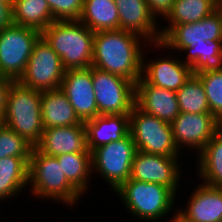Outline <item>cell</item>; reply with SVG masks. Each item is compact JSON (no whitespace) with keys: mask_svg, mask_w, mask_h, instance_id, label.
<instances>
[{"mask_svg":"<svg viewBox=\"0 0 222 222\" xmlns=\"http://www.w3.org/2000/svg\"><path fill=\"white\" fill-rule=\"evenodd\" d=\"M144 38L122 29L100 31L93 38L92 66L121 76L135 85L142 76ZM143 48V49H142Z\"/></svg>","mask_w":222,"mask_h":222,"instance_id":"1","label":"cell"},{"mask_svg":"<svg viewBox=\"0 0 222 222\" xmlns=\"http://www.w3.org/2000/svg\"><path fill=\"white\" fill-rule=\"evenodd\" d=\"M94 34L79 20H55L41 33L65 70L92 66Z\"/></svg>","mask_w":222,"mask_h":222,"instance_id":"2","label":"cell"},{"mask_svg":"<svg viewBox=\"0 0 222 222\" xmlns=\"http://www.w3.org/2000/svg\"><path fill=\"white\" fill-rule=\"evenodd\" d=\"M28 186L34 198H47L70 207L83 197L67 181L57 158L41 153L36 147L32 148L29 159Z\"/></svg>","mask_w":222,"mask_h":222,"instance_id":"3","label":"cell"},{"mask_svg":"<svg viewBox=\"0 0 222 222\" xmlns=\"http://www.w3.org/2000/svg\"><path fill=\"white\" fill-rule=\"evenodd\" d=\"M121 203L130 216L138 221L156 222L165 220L175 208L176 194L168 187L158 183H147L129 178L116 191ZM173 208V209H172ZM165 217V218H164Z\"/></svg>","mask_w":222,"mask_h":222,"instance_id":"4","label":"cell"},{"mask_svg":"<svg viewBox=\"0 0 222 222\" xmlns=\"http://www.w3.org/2000/svg\"><path fill=\"white\" fill-rule=\"evenodd\" d=\"M3 124L35 147L40 142L44 131L41 91L25 87L18 81H13L6 95Z\"/></svg>","mask_w":222,"mask_h":222,"instance_id":"5","label":"cell"},{"mask_svg":"<svg viewBox=\"0 0 222 222\" xmlns=\"http://www.w3.org/2000/svg\"><path fill=\"white\" fill-rule=\"evenodd\" d=\"M130 134L138 151L179 157L169 122L142 111L136 104L129 114Z\"/></svg>","mask_w":222,"mask_h":222,"instance_id":"6","label":"cell"},{"mask_svg":"<svg viewBox=\"0 0 222 222\" xmlns=\"http://www.w3.org/2000/svg\"><path fill=\"white\" fill-rule=\"evenodd\" d=\"M41 32L11 23L0 30V76L18 81Z\"/></svg>","mask_w":222,"mask_h":222,"instance_id":"7","label":"cell"},{"mask_svg":"<svg viewBox=\"0 0 222 222\" xmlns=\"http://www.w3.org/2000/svg\"><path fill=\"white\" fill-rule=\"evenodd\" d=\"M136 151L131 134L100 146L91 152L92 173H99L115 192L130 178Z\"/></svg>","mask_w":222,"mask_h":222,"instance_id":"8","label":"cell"},{"mask_svg":"<svg viewBox=\"0 0 222 222\" xmlns=\"http://www.w3.org/2000/svg\"><path fill=\"white\" fill-rule=\"evenodd\" d=\"M99 115H129L135 105L136 85L121 76L91 67Z\"/></svg>","mask_w":222,"mask_h":222,"instance_id":"9","label":"cell"},{"mask_svg":"<svg viewBox=\"0 0 222 222\" xmlns=\"http://www.w3.org/2000/svg\"><path fill=\"white\" fill-rule=\"evenodd\" d=\"M64 74L61 58L41 35L35 42L25 72L18 82L41 92L54 90L60 88Z\"/></svg>","mask_w":222,"mask_h":222,"instance_id":"10","label":"cell"},{"mask_svg":"<svg viewBox=\"0 0 222 222\" xmlns=\"http://www.w3.org/2000/svg\"><path fill=\"white\" fill-rule=\"evenodd\" d=\"M222 41V9L217 8L209 16L198 22L172 26L161 38L160 42L150 43L156 50L173 49L182 52L186 47Z\"/></svg>","mask_w":222,"mask_h":222,"instance_id":"11","label":"cell"},{"mask_svg":"<svg viewBox=\"0 0 222 222\" xmlns=\"http://www.w3.org/2000/svg\"><path fill=\"white\" fill-rule=\"evenodd\" d=\"M170 125L179 151L188 147L187 150L193 151L194 149L195 152L198 151L199 153L222 128V123L214 115L203 113L180 112Z\"/></svg>","mask_w":222,"mask_h":222,"instance_id":"12","label":"cell"},{"mask_svg":"<svg viewBox=\"0 0 222 222\" xmlns=\"http://www.w3.org/2000/svg\"><path fill=\"white\" fill-rule=\"evenodd\" d=\"M180 157H169L136 151L130 178L147 183H158L170 188L175 194L179 193L182 166Z\"/></svg>","mask_w":222,"mask_h":222,"instance_id":"13","label":"cell"},{"mask_svg":"<svg viewBox=\"0 0 222 222\" xmlns=\"http://www.w3.org/2000/svg\"><path fill=\"white\" fill-rule=\"evenodd\" d=\"M60 89L65 93L82 122L99 115L91 78V67L65 70Z\"/></svg>","mask_w":222,"mask_h":222,"instance_id":"14","label":"cell"},{"mask_svg":"<svg viewBox=\"0 0 222 222\" xmlns=\"http://www.w3.org/2000/svg\"><path fill=\"white\" fill-rule=\"evenodd\" d=\"M114 1L119 13V29L136 33L148 44L161 41L160 21L151 13L145 0Z\"/></svg>","mask_w":222,"mask_h":222,"instance_id":"15","label":"cell"},{"mask_svg":"<svg viewBox=\"0 0 222 222\" xmlns=\"http://www.w3.org/2000/svg\"><path fill=\"white\" fill-rule=\"evenodd\" d=\"M144 52L142 78L151 85L177 92L194 74L191 66L184 64L178 57H155L148 62Z\"/></svg>","mask_w":222,"mask_h":222,"instance_id":"16","label":"cell"},{"mask_svg":"<svg viewBox=\"0 0 222 222\" xmlns=\"http://www.w3.org/2000/svg\"><path fill=\"white\" fill-rule=\"evenodd\" d=\"M135 104L145 113L169 123L180 113L176 92L148 84L142 77L136 83Z\"/></svg>","mask_w":222,"mask_h":222,"instance_id":"17","label":"cell"},{"mask_svg":"<svg viewBox=\"0 0 222 222\" xmlns=\"http://www.w3.org/2000/svg\"><path fill=\"white\" fill-rule=\"evenodd\" d=\"M35 147L49 156L90 152L87 148L85 125L44 129L41 140Z\"/></svg>","mask_w":222,"mask_h":222,"instance_id":"18","label":"cell"},{"mask_svg":"<svg viewBox=\"0 0 222 222\" xmlns=\"http://www.w3.org/2000/svg\"><path fill=\"white\" fill-rule=\"evenodd\" d=\"M180 212L193 222H222V187L198 184Z\"/></svg>","mask_w":222,"mask_h":222,"instance_id":"19","label":"cell"},{"mask_svg":"<svg viewBox=\"0 0 222 222\" xmlns=\"http://www.w3.org/2000/svg\"><path fill=\"white\" fill-rule=\"evenodd\" d=\"M84 125L87 148L90 152L130 134L129 115H98L85 121Z\"/></svg>","mask_w":222,"mask_h":222,"instance_id":"20","label":"cell"},{"mask_svg":"<svg viewBox=\"0 0 222 222\" xmlns=\"http://www.w3.org/2000/svg\"><path fill=\"white\" fill-rule=\"evenodd\" d=\"M41 113L44 129L84 125L60 88L41 92Z\"/></svg>","mask_w":222,"mask_h":222,"instance_id":"21","label":"cell"},{"mask_svg":"<svg viewBox=\"0 0 222 222\" xmlns=\"http://www.w3.org/2000/svg\"><path fill=\"white\" fill-rule=\"evenodd\" d=\"M198 154L197 173L203 184L222 187V128Z\"/></svg>","mask_w":222,"mask_h":222,"instance_id":"22","label":"cell"},{"mask_svg":"<svg viewBox=\"0 0 222 222\" xmlns=\"http://www.w3.org/2000/svg\"><path fill=\"white\" fill-rule=\"evenodd\" d=\"M94 33L119 29V13L114 0H84L79 19Z\"/></svg>","mask_w":222,"mask_h":222,"instance_id":"23","label":"cell"},{"mask_svg":"<svg viewBox=\"0 0 222 222\" xmlns=\"http://www.w3.org/2000/svg\"><path fill=\"white\" fill-rule=\"evenodd\" d=\"M29 159L13 156L0 159V201L18 196L28 186Z\"/></svg>","mask_w":222,"mask_h":222,"instance_id":"24","label":"cell"},{"mask_svg":"<svg viewBox=\"0 0 222 222\" xmlns=\"http://www.w3.org/2000/svg\"><path fill=\"white\" fill-rule=\"evenodd\" d=\"M12 23L30 27L41 33L55 21L47 0H14Z\"/></svg>","mask_w":222,"mask_h":222,"instance_id":"25","label":"cell"},{"mask_svg":"<svg viewBox=\"0 0 222 222\" xmlns=\"http://www.w3.org/2000/svg\"><path fill=\"white\" fill-rule=\"evenodd\" d=\"M67 181L82 195L88 193L92 174L91 152H75L55 156Z\"/></svg>","mask_w":222,"mask_h":222,"instance_id":"26","label":"cell"},{"mask_svg":"<svg viewBox=\"0 0 222 222\" xmlns=\"http://www.w3.org/2000/svg\"><path fill=\"white\" fill-rule=\"evenodd\" d=\"M218 6L212 0H175L171 11L165 17L168 27L160 29L163 36L172 26L202 20L215 11Z\"/></svg>","mask_w":222,"mask_h":222,"instance_id":"27","label":"cell"},{"mask_svg":"<svg viewBox=\"0 0 222 222\" xmlns=\"http://www.w3.org/2000/svg\"><path fill=\"white\" fill-rule=\"evenodd\" d=\"M183 51L187 55L186 59L181 61L191 66L194 74L222 70V41H212L195 47L188 46Z\"/></svg>","mask_w":222,"mask_h":222,"instance_id":"28","label":"cell"},{"mask_svg":"<svg viewBox=\"0 0 222 222\" xmlns=\"http://www.w3.org/2000/svg\"><path fill=\"white\" fill-rule=\"evenodd\" d=\"M180 112L191 114H211L201 80L193 74L176 92Z\"/></svg>","mask_w":222,"mask_h":222,"instance_id":"29","label":"cell"},{"mask_svg":"<svg viewBox=\"0 0 222 222\" xmlns=\"http://www.w3.org/2000/svg\"><path fill=\"white\" fill-rule=\"evenodd\" d=\"M201 80L212 115L222 123V70L195 73Z\"/></svg>","mask_w":222,"mask_h":222,"instance_id":"30","label":"cell"},{"mask_svg":"<svg viewBox=\"0 0 222 222\" xmlns=\"http://www.w3.org/2000/svg\"><path fill=\"white\" fill-rule=\"evenodd\" d=\"M33 146L7 125L0 127V159L6 157L30 158Z\"/></svg>","mask_w":222,"mask_h":222,"instance_id":"31","label":"cell"},{"mask_svg":"<svg viewBox=\"0 0 222 222\" xmlns=\"http://www.w3.org/2000/svg\"><path fill=\"white\" fill-rule=\"evenodd\" d=\"M54 20H79L84 0H47Z\"/></svg>","mask_w":222,"mask_h":222,"instance_id":"32","label":"cell"},{"mask_svg":"<svg viewBox=\"0 0 222 222\" xmlns=\"http://www.w3.org/2000/svg\"><path fill=\"white\" fill-rule=\"evenodd\" d=\"M155 18H165L171 11L175 0H145ZM160 15V16H159ZM157 16V17H156Z\"/></svg>","mask_w":222,"mask_h":222,"instance_id":"33","label":"cell"},{"mask_svg":"<svg viewBox=\"0 0 222 222\" xmlns=\"http://www.w3.org/2000/svg\"><path fill=\"white\" fill-rule=\"evenodd\" d=\"M13 82L12 79L0 76V115L4 116L6 110L7 91Z\"/></svg>","mask_w":222,"mask_h":222,"instance_id":"34","label":"cell"},{"mask_svg":"<svg viewBox=\"0 0 222 222\" xmlns=\"http://www.w3.org/2000/svg\"><path fill=\"white\" fill-rule=\"evenodd\" d=\"M12 23V8L7 2L0 0V30Z\"/></svg>","mask_w":222,"mask_h":222,"instance_id":"35","label":"cell"},{"mask_svg":"<svg viewBox=\"0 0 222 222\" xmlns=\"http://www.w3.org/2000/svg\"><path fill=\"white\" fill-rule=\"evenodd\" d=\"M173 215V217L170 215L171 220L168 222H193L192 220L188 219L185 215H183L179 211V209H175V213Z\"/></svg>","mask_w":222,"mask_h":222,"instance_id":"36","label":"cell"},{"mask_svg":"<svg viewBox=\"0 0 222 222\" xmlns=\"http://www.w3.org/2000/svg\"><path fill=\"white\" fill-rule=\"evenodd\" d=\"M1 1L7 2V3H9L11 6H12V4H13V2H14V0H1Z\"/></svg>","mask_w":222,"mask_h":222,"instance_id":"37","label":"cell"},{"mask_svg":"<svg viewBox=\"0 0 222 222\" xmlns=\"http://www.w3.org/2000/svg\"><path fill=\"white\" fill-rule=\"evenodd\" d=\"M3 125V116L0 115V127Z\"/></svg>","mask_w":222,"mask_h":222,"instance_id":"38","label":"cell"},{"mask_svg":"<svg viewBox=\"0 0 222 222\" xmlns=\"http://www.w3.org/2000/svg\"><path fill=\"white\" fill-rule=\"evenodd\" d=\"M217 6H219L220 0H212Z\"/></svg>","mask_w":222,"mask_h":222,"instance_id":"39","label":"cell"},{"mask_svg":"<svg viewBox=\"0 0 222 222\" xmlns=\"http://www.w3.org/2000/svg\"><path fill=\"white\" fill-rule=\"evenodd\" d=\"M218 7L222 9V0H220V3H219Z\"/></svg>","mask_w":222,"mask_h":222,"instance_id":"40","label":"cell"}]
</instances>
